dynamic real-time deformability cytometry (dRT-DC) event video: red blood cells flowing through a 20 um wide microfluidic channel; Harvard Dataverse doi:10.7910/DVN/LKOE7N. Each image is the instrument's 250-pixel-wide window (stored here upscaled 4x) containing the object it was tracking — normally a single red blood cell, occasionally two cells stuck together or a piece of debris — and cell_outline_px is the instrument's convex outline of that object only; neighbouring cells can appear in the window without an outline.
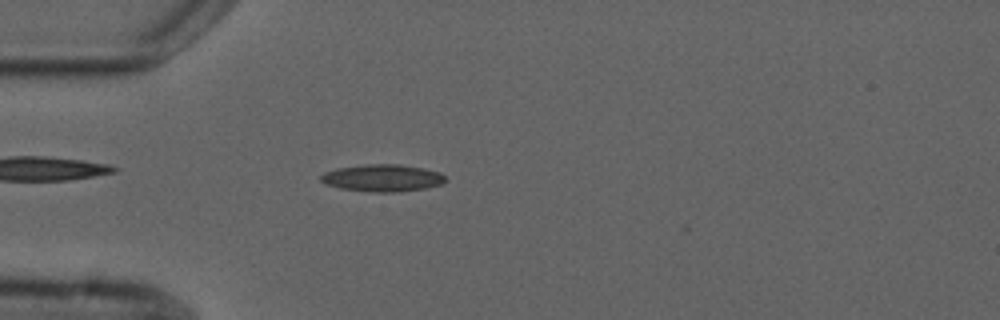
{"species": "common noctule bat (a hibernating species)", "species_latin": "Nyctalus noctula", "temperature_condition": "cold", "stored_images_in_passage": 4, "camera_frame_rate_fps": 3000, "um_per_image_px": 0.085, "animal": {"sex": "male", "forearm_length_mm": 52.5}, "frame": {"image": 1, "passage_image": 4, "time_ms": 4.0, "image_size_px": [1000, 320], "cell_outline_px": [[444, 180], [440, 184], [428, 188], [400, 192], [368, 192], [340, 188], [328, 184], [320, 180], [320, 176], [324, 172], [336, 168], [368, 164], [400, 164], [424, 168], [440, 172], [444, 176]], "centroid_in_image_um": [32.51, 15.13], "position_along_channel_um": 52.5, "area_um2": 19.77}}